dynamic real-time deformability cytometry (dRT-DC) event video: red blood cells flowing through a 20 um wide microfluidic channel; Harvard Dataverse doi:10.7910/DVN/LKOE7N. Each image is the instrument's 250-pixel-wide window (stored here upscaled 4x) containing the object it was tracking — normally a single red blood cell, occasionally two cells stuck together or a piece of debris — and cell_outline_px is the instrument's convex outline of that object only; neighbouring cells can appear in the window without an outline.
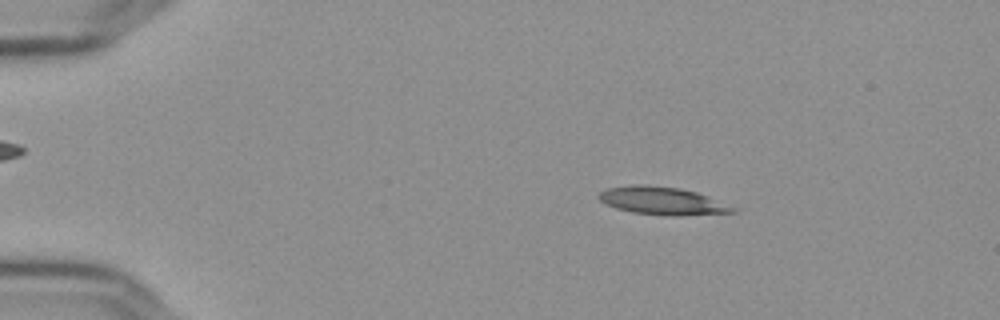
{"species": "Egyptian fruit bat (a non-hibernating species)", "species_latin": "Rousettus aegyptiacus", "temperature_condition": "cold", "stored_images_in_passage": 55, "camera_frame_rate_fps": 3000, "um_per_image_px": 0.085, "frame": {"image": 1, "passage_image": 9, "time_ms": 2.667, "image_size_px": [1000, 320], "cell_outline_px": [[740, 208], [736, 212], [680, 216], [668, 216], [632, 212], [616, 208], [600, 200], [596, 196], [604, 188], [632, 184], [644, 184], [680, 188], [696, 192]], "centroid_in_image_um": [56.31, 17.07], "position_along_channel_um": 28.7, "area_um2": 22.02}}
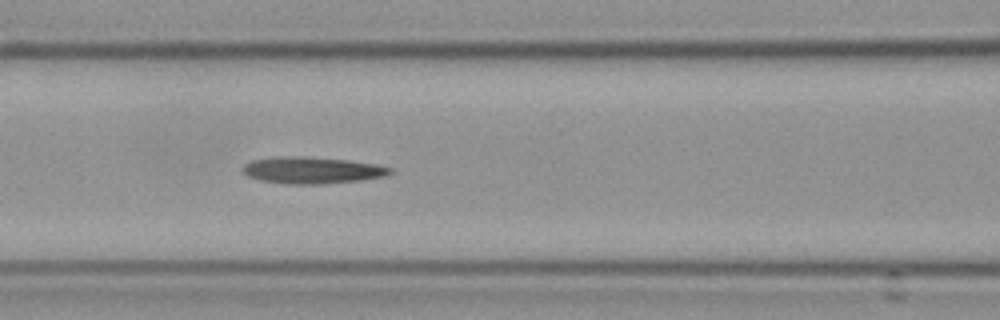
{"frame": {"image": 2, "passage_image": 24, "time_ms": 7.667, "image_size_px": [1000, 320], "cell_outline_px": [[392, 172], [384, 176], [360, 180], [320, 184], [288, 184], [260, 180], [248, 176], [244, 172], [244, 164], [252, 160], [272, 156], [308, 156], [348, 160], [376, 164], [392, 168]], "centroid_in_image_um": [26.51, 14.45], "position_along_channel_um": 140.1, "area_um2": 22.95}}
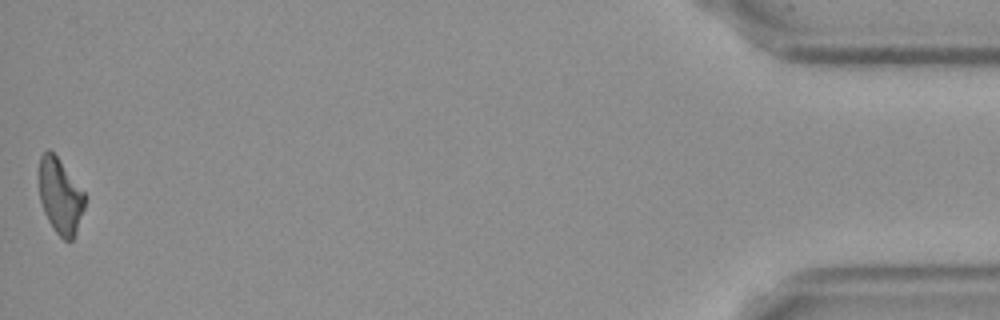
{"frame": {"image": 3, "passage_image": 55, "time_ms": 18.0, "image_size_px": [1000, 320], "cell_outline_px": [[84, 208], [76, 232], [72, 240], [64, 240], [56, 232], [48, 220], [44, 212], [40, 200], [40, 156], [48, 148], [56, 156], [84, 192]], "centroid_in_image_um": [5.12, 16.68], "position_along_channel_um": 430.1, "area_um2": 19.54}, "authors_computed_cell_mechanics": {"area_um2": 21.7328, "velocity_mm_per_s": 3.6499, "shape_relaxation_time_tau1_ms": null, "shape_relaxation_time_tau2_ms": 7.2813, "deformation_change_tau1": null, "deformation_change_tau2": 0.2158}}